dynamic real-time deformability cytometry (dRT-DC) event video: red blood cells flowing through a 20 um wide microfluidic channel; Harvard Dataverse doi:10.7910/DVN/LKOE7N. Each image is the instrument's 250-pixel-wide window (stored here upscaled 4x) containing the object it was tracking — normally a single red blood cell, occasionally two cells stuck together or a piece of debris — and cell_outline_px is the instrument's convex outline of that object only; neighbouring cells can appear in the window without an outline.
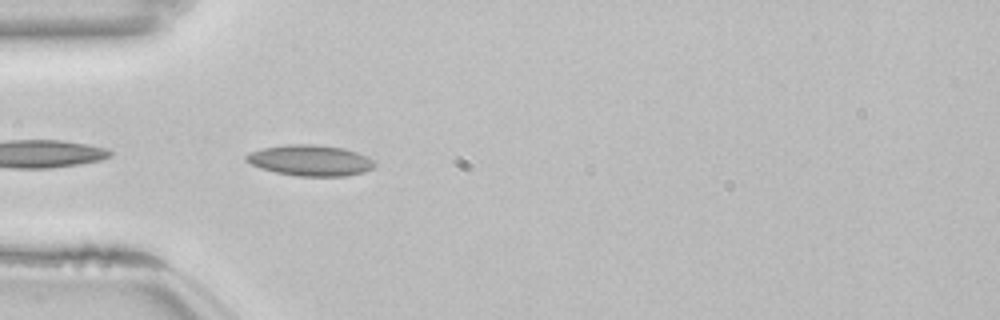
{"species": "common noctule bat (a hibernating species)", "species_latin": "Nyctalus noctula", "temperature_condition": "room temperature", "stored_images_in_passage": 24, "camera_frame_rate_fps": 3000, "um_per_image_px": 0.085, "animal": {"sex": "female", "body_mass_g": 22.7, "forearm_length_mm": 54.2}, "frame": {"image": 1, "passage_image": 1, "time_ms": 0.0, "image_size_px": [1000, 320], "cell_outline_px": [[376, 164], [372, 168], [364, 172], [348, 176], [296, 176], [276, 172], [260, 168], [244, 160], [244, 156], [248, 152], [260, 148], [284, 144], [316, 144], [344, 148], [368, 156]], "centroid_in_image_um": [26.34, 13.62], "position_along_channel_um": 58.7, "area_um2": 23.41}}
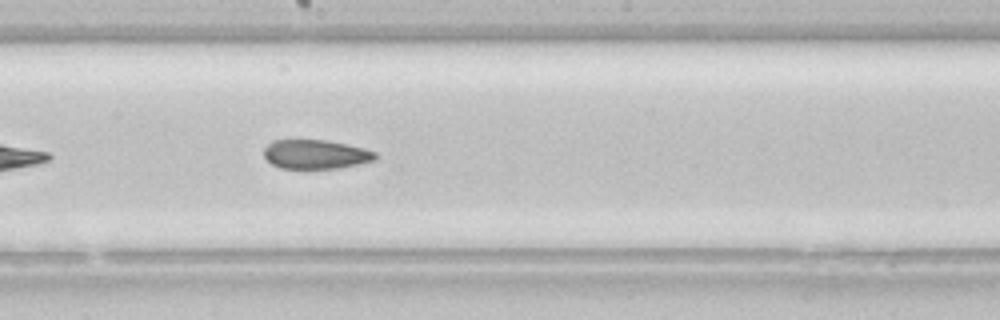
{"frame": {"image": 2, "passage_image": 14, "time_ms": 4.333, "image_size_px": [1000, 320], "cell_outline_px": [[376, 160], [340, 168], [280, 168], [272, 164], [264, 156], [264, 148], [272, 140], [328, 140], [364, 148], [376, 152]], "centroid_in_image_um": [26.84, 13.11], "position_along_channel_um": 221.4, "area_um2": 18.9}}